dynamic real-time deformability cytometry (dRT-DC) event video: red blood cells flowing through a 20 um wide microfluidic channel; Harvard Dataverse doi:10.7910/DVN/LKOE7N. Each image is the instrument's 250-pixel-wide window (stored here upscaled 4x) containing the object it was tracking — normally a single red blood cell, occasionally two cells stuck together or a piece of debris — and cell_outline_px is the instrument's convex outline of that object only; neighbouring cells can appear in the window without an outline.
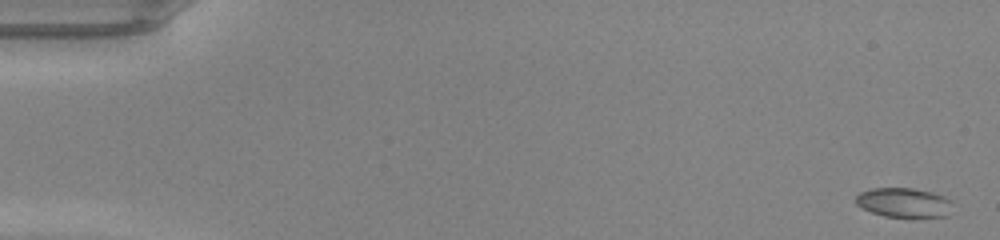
{"species": "common noctule bat (a hibernating species)", "species_latin": "Nyctalus noctula", "temperature_condition": "warm", "stored_images_in_passage": 48, "camera_frame_rate_fps": 3000, "um_per_image_px": 0.085, "animal": {"sex": "male", "body_mass_g": 20.0, "forearm_length_mm": 53.3}, "frame": {"image": 1, "passage_image": 1, "time_ms": 0.0, "image_size_px": [1000, 240], "cell_outline_px": [[952, 200], [948, 216], [916, 220], [912, 220], [884, 216], [860, 208], [856, 204], [856, 196], [860, 192], [872, 188], [912, 188], [932, 192], [944, 196]], "centroid_in_image_um": [76.86, 17.27], "position_along_channel_um": 8.1, "area_um2": 17.46}}
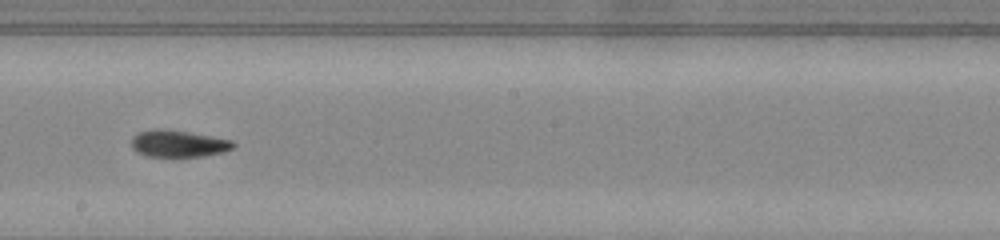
{"frame": {"image": 2, "passage_image": 28, "time_ms": 9.0, "image_size_px": [1000, 240], "cell_outline_px": [[236, 144], [232, 148], [224, 152], [204, 156], [144, 156], [136, 152], [132, 148], [132, 136], [140, 132], [156, 128], [160, 128], [188, 132], [212, 136], [232, 140]], "centroid_in_image_um": [15.15, 12.21], "position_along_channel_um": 233.0, "area_um2": 15.95}}
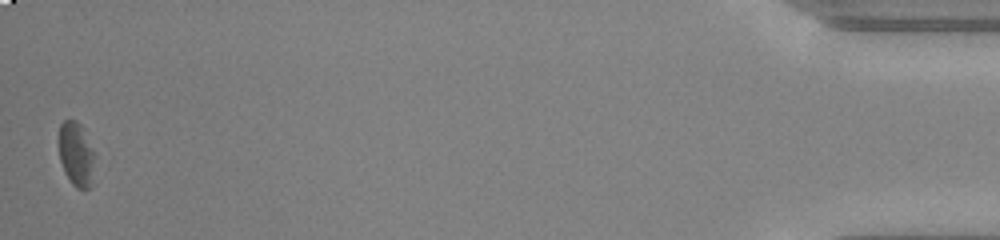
{"frame": {"image": 3, "passage_image": 48, "time_ms": 15.667, "image_size_px": [1000, 240], "cell_outline_px": [[96, 156], [92, 188], [84, 192], [76, 188], [72, 184], [64, 172], [60, 160], [60, 124], [64, 120], [76, 120], [80, 124]], "centroid_in_image_um": [6.53, 13.21], "position_along_channel_um": 428.7, "area_um2": 13.76}, "authors_computed_cell_mechanics": {"area_um2": 16.4152, "velocity_mm_per_s": 4.2856, "shape_relaxation_time_tau1_ms": 3.4022, "shape_relaxation_time_tau2_ms": 8.4988, "deformation_change_tau1": 0.1174, "deformation_change_tau2": 0.177}}